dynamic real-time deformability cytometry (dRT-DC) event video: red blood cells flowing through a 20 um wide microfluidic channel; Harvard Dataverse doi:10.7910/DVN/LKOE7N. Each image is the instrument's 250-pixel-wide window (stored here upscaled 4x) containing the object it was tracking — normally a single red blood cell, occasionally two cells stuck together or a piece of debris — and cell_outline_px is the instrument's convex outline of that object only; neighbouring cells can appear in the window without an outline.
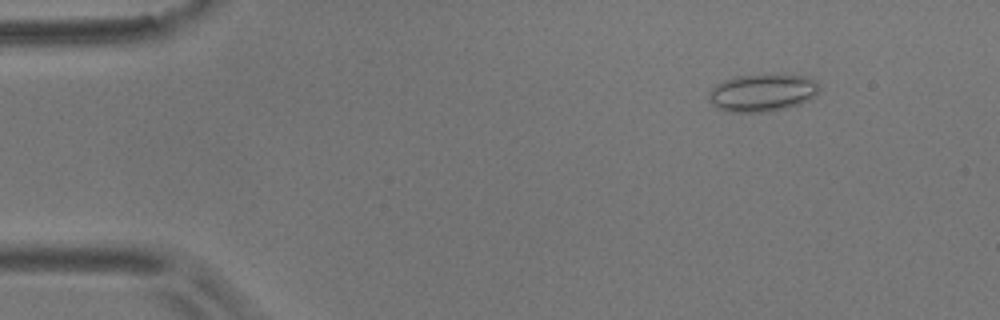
{"species": "common noctule bat (a hibernating species)", "species_latin": "Nyctalus noctula", "temperature_condition": "room temperature", "stored_images_in_passage": 6, "camera_frame_rate_fps": 3000, "um_per_image_px": 0.085, "animal": {"sex": "male", "body_mass_g": 17.9}, "frame": {"image": 1, "passage_image": 2, "time_ms": 0.333, "image_size_px": [1000, 320], "cell_outline_px": [[820, 88], [816, 96], [800, 104], [784, 108], [764, 112], [728, 112], [716, 108], [712, 104], [708, 96], [708, 92], [716, 84], [724, 80], [736, 76], [808, 76], [816, 80]], "centroid_in_image_um": [64.79, 7.9], "position_along_channel_um": 20.2, "area_um2": 23.93}}